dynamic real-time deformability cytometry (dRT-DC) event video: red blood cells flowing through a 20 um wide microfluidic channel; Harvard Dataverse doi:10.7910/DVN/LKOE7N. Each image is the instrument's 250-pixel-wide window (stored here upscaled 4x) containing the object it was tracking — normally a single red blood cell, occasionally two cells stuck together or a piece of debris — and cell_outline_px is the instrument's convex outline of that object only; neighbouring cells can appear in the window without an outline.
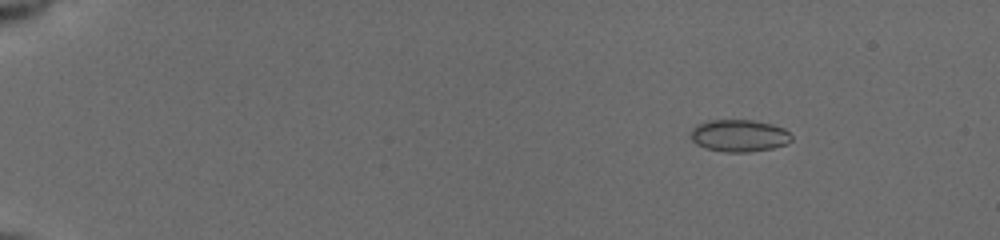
{"species": "common noctule bat (a hibernating species)", "species_latin": "Nyctalus noctula", "temperature_condition": "cold", "stored_images_in_passage": 48, "camera_frame_rate_fps": 3000, "um_per_image_px": 0.085, "animal": {"sex": "female", "body_mass_g": 19.5, "forearm_length_mm": 54.1}, "frame": {"image": 1, "passage_image": 2, "time_ms": 0.333, "image_size_px": [1000, 240], "cell_outline_px": [[792, 140], [788, 144], [772, 148], [748, 152], [724, 152], [708, 148], [696, 144], [692, 140], [692, 128], [696, 124], [708, 120], [752, 120], [772, 124], [784, 128], [792, 136]], "centroid_in_image_um": [62.85, 11.52], "position_along_channel_um": 22.2, "area_um2": 18.9}}
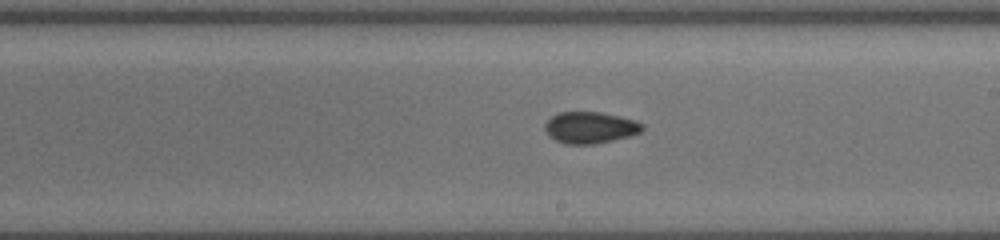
{"frame": {"image": 2, "passage_image": 28, "time_ms": 9.0, "image_size_px": [1000, 240], "cell_outline_px": [[644, 128], [640, 132], [628, 136], [612, 140], [592, 144], [564, 144], [548, 136], [544, 128], [544, 124], [552, 116], [560, 112], [600, 112], [620, 116], [636, 120], [644, 124]], "centroid_in_image_um": [50.15, 10.84], "position_along_channel_um": 238.8, "area_um2": 17.92}}
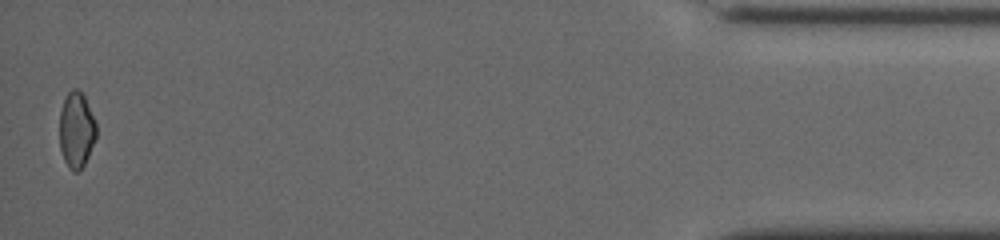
{"frame": {"image": 3, "passage_image": 48, "time_ms": 15.667, "image_size_px": [1000, 240], "cell_outline_px": [[96, 136], [88, 156], [84, 164], [76, 172], [72, 172], [68, 168], [64, 160], [60, 148], [60, 112], [64, 100], [68, 92], [72, 88], [76, 88], [84, 96], [96, 124]], "centroid_in_image_um": [6.48, 11.06], "position_along_channel_um": 428.7, "area_um2": 16.01}, "authors_computed_cell_mechanics": {"area_um2": 17.7446, "velocity_mm_per_s": 3.9428, "shape_relaxation_time_tau1_ms": null, "shape_relaxation_time_tau2_ms": 5.6928, "deformation_change_tau1": null, "deformation_change_tau2": 0.1021}}